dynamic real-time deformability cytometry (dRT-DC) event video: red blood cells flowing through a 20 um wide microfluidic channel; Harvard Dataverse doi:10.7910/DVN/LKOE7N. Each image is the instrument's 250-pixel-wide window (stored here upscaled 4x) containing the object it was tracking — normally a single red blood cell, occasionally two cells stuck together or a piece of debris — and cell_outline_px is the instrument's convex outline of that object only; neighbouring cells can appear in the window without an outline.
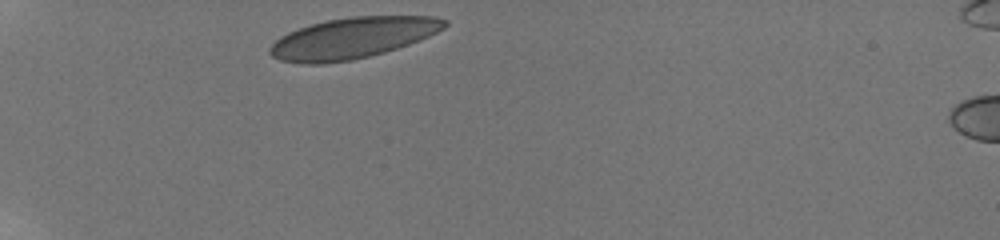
{"species": "human", "species_latin": "Homo sapiens", "temperature_condition": "room temperature", "stored_images_in_passage": 33, "camera_frame_rate_fps": 3000, "um_per_image_px": 0.085, "donor": {"sex": "male"}, "frame": {"image": 1, "passage_image": 1, "time_ms": 0.0, "image_size_px": [1000, 240], "cell_outline_px": [[448, 24], [444, 28], [420, 40], [384, 52], [352, 60], [324, 64], [300, 64], [280, 60], [272, 56], [268, 52], [268, 48], [280, 36], [288, 32], [324, 20], [352, 16], [436, 16], [448, 20]], "centroid_in_image_um": [29.95, 3.23], "position_along_channel_um": 55.1, "area_um2": 41.79}}
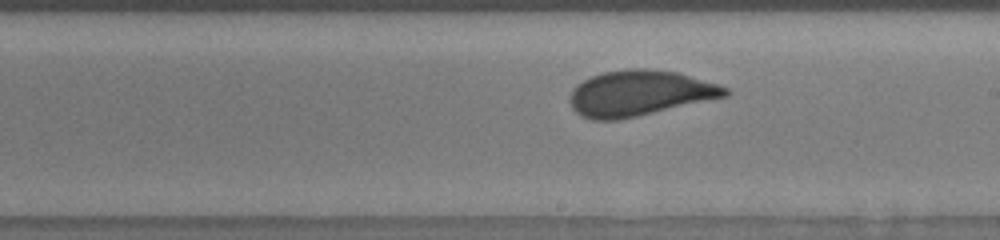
{"frame": {"image": 2, "passage_image": 18, "time_ms": 5.667, "image_size_px": [1000, 240], "cell_outline_px": [[732, 92], [728, 96], [620, 120], [592, 120], [580, 116], [572, 108], [568, 100], [572, 88], [576, 84], [592, 76], [604, 72], [632, 68], [648, 68], [680, 72], [728, 88]], "centroid_in_image_um": [54.35, 7.92], "position_along_channel_um": 234.7, "area_um2": 41.56}}
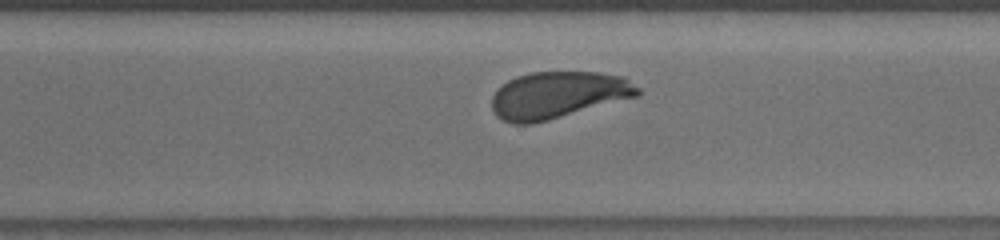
{"frame": {"image": 3, "passage_image": 25, "time_ms": 8.0, "image_size_px": [1000, 240], "cell_outline_px": [[640, 96], [548, 120], [532, 124], [512, 124], [496, 116], [492, 108], [492, 96], [496, 88], [508, 80], [516, 76], [532, 72], [600, 72], [624, 76], [640, 88]], "centroid_in_image_um": [47.44, 8.07], "position_along_channel_um": 323.2, "area_um2": 40.23}, "authors_computed_cell_mechanics": {"area_um2": 41.327, "velocity_mm_per_s": 3.8032, "shape_relaxation_time_tau1_ms": 2.9762, "shape_relaxation_time_tau2_ms": null, "deformation_change_tau1": 0.1032, "deformation_change_tau2": null}}